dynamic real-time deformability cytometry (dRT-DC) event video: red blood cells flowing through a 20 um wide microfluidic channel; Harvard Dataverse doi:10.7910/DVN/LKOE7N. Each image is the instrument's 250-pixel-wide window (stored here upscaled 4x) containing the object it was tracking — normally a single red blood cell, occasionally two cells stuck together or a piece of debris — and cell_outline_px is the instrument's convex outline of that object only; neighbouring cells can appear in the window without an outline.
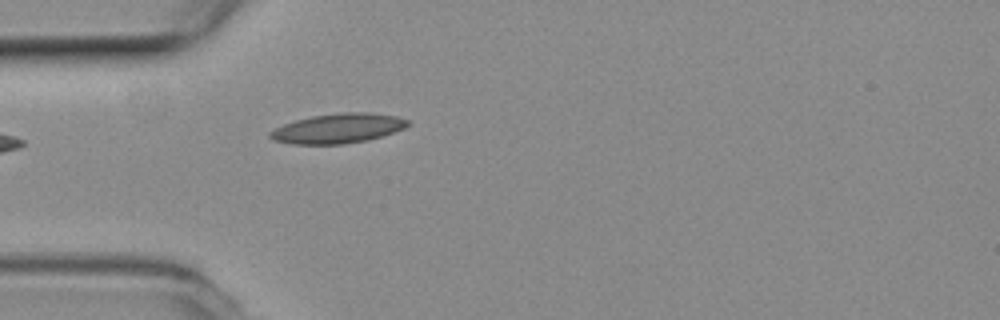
{"species": "common noctule bat (a hibernating species)", "species_latin": "Nyctalus noctula", "temperature_condition": "room temperature", "stored_images_in_passage": 2, "camera_frame_rate_fps": 3000, "um_per_image_px": 0.085, "animal": {"sex": "female", "body_mass_g": 19.3, "forearm_length_mm": 54.1}, "frame": {"image": 1, "passage_image": 2, "time_ms": 0.333, "image_size_px": [1000, 320], "cell_outline_px": [[408, 124], [404, 128], [368, 140], [344, 144], [292, 144], [272, 140], [268, 136], [268, 132], [284, 124], [296, 120], [312, 116], [340, 112], [372, 112], [396, 116], [408, 120]], "centroid_in_image_um": [28.69, 10.91], "position_along_channel_um": 56.3, "area_um2": 23.76}}